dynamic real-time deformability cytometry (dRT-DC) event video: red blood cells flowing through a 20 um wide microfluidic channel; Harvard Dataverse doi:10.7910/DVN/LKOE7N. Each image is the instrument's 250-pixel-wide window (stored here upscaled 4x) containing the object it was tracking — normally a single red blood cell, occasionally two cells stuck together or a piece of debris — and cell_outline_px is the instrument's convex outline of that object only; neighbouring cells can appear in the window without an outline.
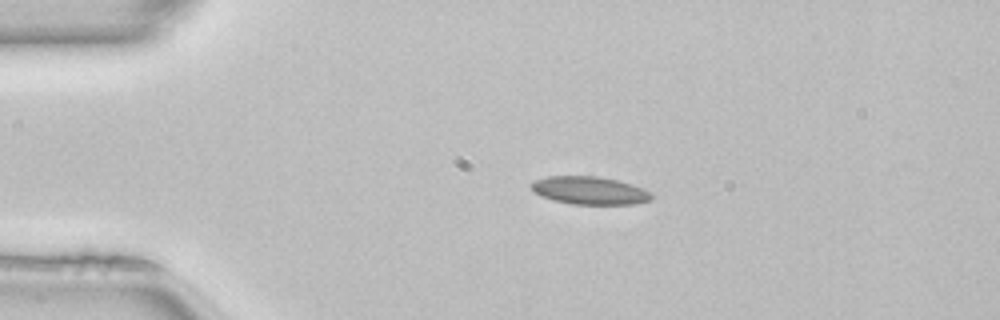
{"species": "common noctule bat (a hibernating species)", "species_latin": "Nyctalus noctula", "temperature_condition": "room temperature", "stored_images_in_passage": 41, "camera_frame_rate_fps": 3000, "um_per_image_px": 0.085, "animal": {"sex": "female", "body_mass_g": 22.7, "forearm_length_mm": 54.2}, "frame": {"image": 1, "passage_image": 1, "time_ms": 0.0, "image_size_px": [1000, 320], "cell_outline_px": [[652, 196], [648, 200], [632, 204], [572, 204], [556, 200], [544, 196], [536, 192], [532, 188], [532, 184], [536, 180], [548, 176], [596, 176], [616, 180], [632, 184], [644, 188], [652, 192]], "centroid_in_image_um": [50.17, 16.18], "position_along_channel_um": 34.8, "area_um2": 19.13}}
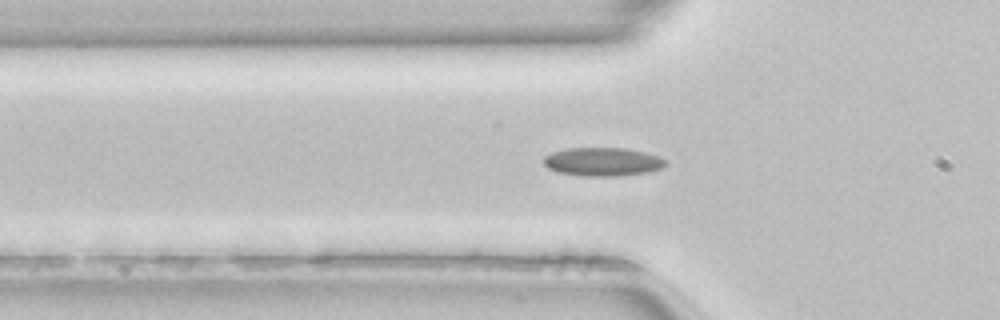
{"frame": {"image": 2, "passage_image": 7, "time_ms": 2.0, "image_size_px": [1000, 320], "cell_outline_px": [[668, 164], [664, 168], [648, 172], [616, 176], [580, 176], [560, 172], [548, 168], [544, 164], [544, 156], [552, 152], [568, 148], [624, 148], [644, 152], [660, 156]], "centroid_in_image_um": [51.25, 13.75], "position_along_channel_um": 74.5, "area_um2": 20.29}}